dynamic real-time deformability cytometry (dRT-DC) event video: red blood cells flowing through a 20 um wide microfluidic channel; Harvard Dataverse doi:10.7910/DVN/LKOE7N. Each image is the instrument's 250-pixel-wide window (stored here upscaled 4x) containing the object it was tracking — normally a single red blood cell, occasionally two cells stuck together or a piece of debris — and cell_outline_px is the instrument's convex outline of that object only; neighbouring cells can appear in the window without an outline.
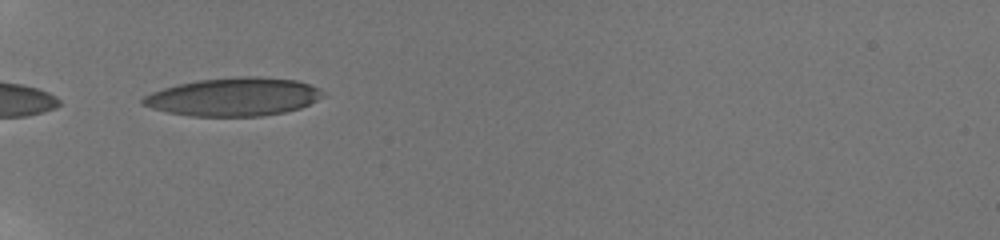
{"species": "human", "species_latin": "Homo sapiens", "temperature_condition": "room temperature", "stored_images_in_passage": 13, "camera_frame_rate_fps": 3000, "um_per_image_px": 0.085, "donor": {"sex": "male"}, "frame": {"image": 1, "passage_image": 1, "time_ms": 0.0, "image_size_px": [1000, 240], "cell_outline_px": [[324, 96], [300, 108], [284, 112], [260, 116], [192, 116], [168, 112], [152, 108], [140, 104], [140, 100], [144, 96], [152, 92], [164, 88], [180, 84], [200, 80], [240, 76], [260, 76], [296, 80], [320, 88]], "centroid_in_image_um": [19.86, 8.23], "position_along_channel_um": 65.1, "area_um2": 39.94}}
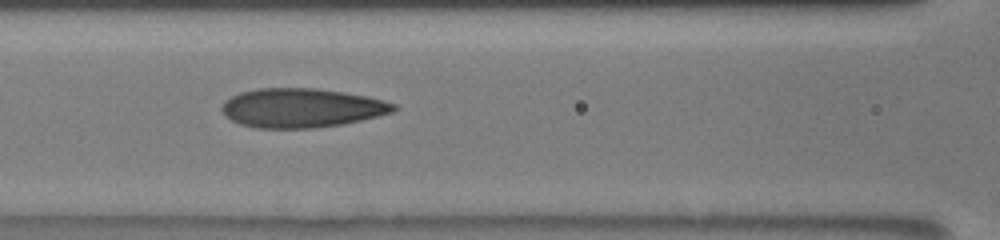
{"frame": {"image": 2, "passage_image": 6, "time_ms": 2.333, "image_size_px": [1000, 240], "cell_outline_px": [[396, 108], [392, 112], [344, 124], [316, 128], [256, 128], [240, 124], [232, 120], [220, 108], [224, 100], [240, 92], [260, 88], [316, 88], [368, 96], [384, 100], [396, 104]], "centroid_in_image_um": [25.63, 9.17], "position_along_channel_um": 141.0, "area_um2": 39.13}}
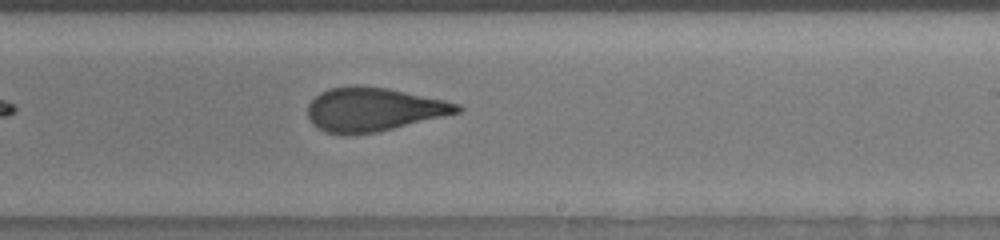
{"frame": {"image": 3, "passage_image": 13, "time_ms": 5.333, "image_size_px": [1000, 240], "cell_outline_px": [[464, 108], [460, 112], [444, 116], [376, 132], [348, 136], [340, 136], [324, 132], [316, 128], [312, 124], [308, 116], [308, 104], [320, 92], [328, 88], [356, 84], [388, 88], [444, 100], [460, 104]], "centroid_in_image_um": [31.69, 9.31], "position_along_channel_um": 257.3, "area_um2": 38.49}}